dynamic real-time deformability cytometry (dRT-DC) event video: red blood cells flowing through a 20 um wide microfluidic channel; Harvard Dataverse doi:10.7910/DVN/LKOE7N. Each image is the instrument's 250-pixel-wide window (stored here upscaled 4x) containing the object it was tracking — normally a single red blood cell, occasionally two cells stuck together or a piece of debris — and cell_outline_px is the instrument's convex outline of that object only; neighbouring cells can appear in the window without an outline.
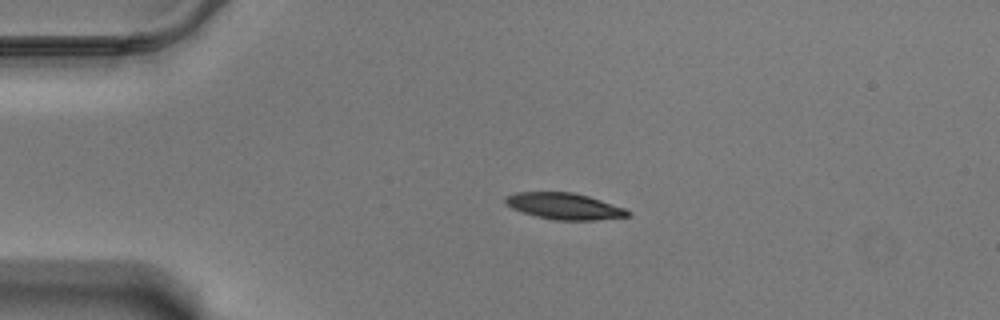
{"species": "Egyptian fruit bat (a non-hibernating species)", "species_latin": "Rousettus aegyptiacus", "temperature_condition": "warm", "stored_images_in_passage": 46, "camera_frame_rate_fps": 3000, "um_per_image_px": 0.085, "animal": {"sex": "male"}, "frame": {"image": 1, "passage_image": 1, "time_ms": 0.0, "image_size_px": [1000, 320], "cell_outline_px": [[632, 212], [628, 216], [596, 220], [556, 220], [536, 216], [512, 208], [504, 204], [504, 196], [516, 192], [572, 192], [588, 196], [624, 208]], "centroid_in_image_um": [47.93, 17.52], "position_along_channel_um": 37.1, "area_um2": 18.73}}
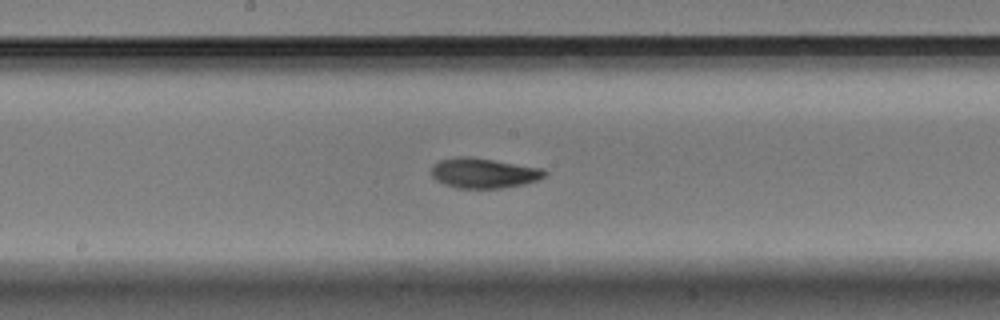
{"frame": {"image": 2, "passage_image": 19, "time_ms": 6.0, "image_size_px": [1000, 320], "cell_outline_px": [[548, 172], [544, 176], [536, 180], [524, 184], [504, 188], [456, 188], [444, 184], [436, 180], [432, 176], [432, 164], [440, 160], [456, 156], [472, 156], [544, 168]], "centroid_in_image_um": [41.11, 14.7], "position_along_channel_um": 207.1, "area_um2": 20.11}}
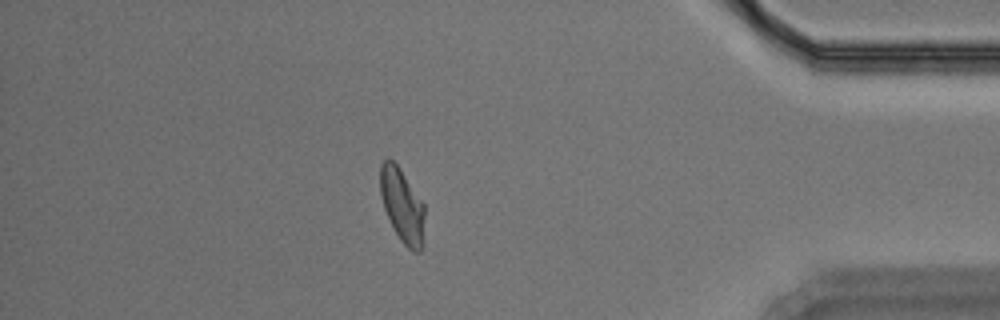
{"frame": {"image": 3, "passage_image": 39, "time_ms": 12.667, "image_size_px": [1000, 320], "cell_outline_px": [[424, 244], [420, 252], [412, 252], [400, 240], [384, 208], [380, 196], [380, 164], [388, 156], [396, 164], [424, 204]], "centroid_in_image_um": [34.19, 17.49], "position_along_channel_um": 401.0, "area_um2": 19.07}, "authors_computed_cell_mechanics": {"area_um2": 19.7387, "velocity_mm_per_s": 3.447, "shape_relaxation_time_tau1_ms": 3.4258, "shape_relaxation_time_tau2_ms": 2.263, "deformation_change_tau1": 0.1576, "deformation_change_tau2": 0.0727}}